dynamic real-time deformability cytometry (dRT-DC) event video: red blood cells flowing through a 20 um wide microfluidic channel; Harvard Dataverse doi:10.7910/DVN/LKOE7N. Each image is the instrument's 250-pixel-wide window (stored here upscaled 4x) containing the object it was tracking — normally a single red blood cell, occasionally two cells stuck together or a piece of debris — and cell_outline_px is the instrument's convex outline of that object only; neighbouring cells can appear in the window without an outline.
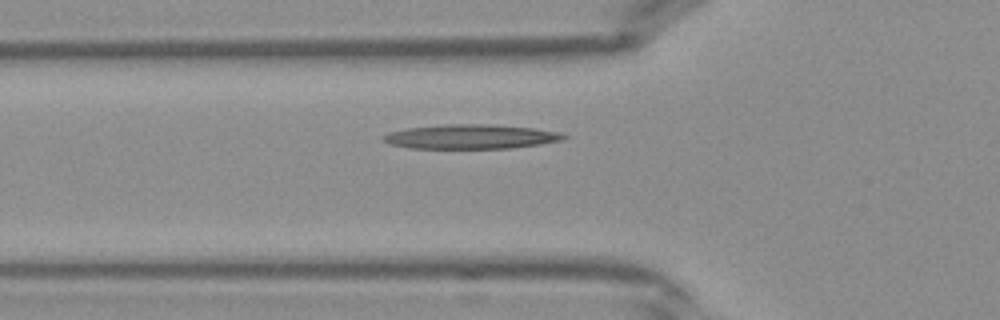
{"species": "Egyptian fruit bat (a non-hibernating species)", "species_latin": "Rousettus aegyptiacus", "temperature_condition": "warm", "stored_images_in_passage": 29, "camera_frame_rate_fps": 3000, "um_per_image_px": 0.085, "frame": {"image": 1, "passage_image": 3, "time_ms": 0.667, "image_size_px": [1000, 320], "cell_outline_px": [[568, 136], [564, 140], [540, 144], [512, 148], [408, 148], [388, 144], [380, 140], [380, 136], [392, 132], [408, 128], [444, 124], [480, 124], [532, 128], [560, 132]], "centroid_in_image_um": [39.98, 11.62], "position_along_channel_um": 85.8, "area_um2": 25.61}}
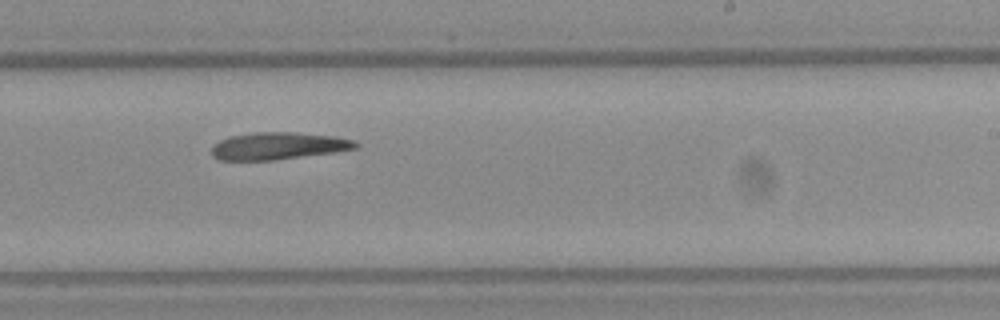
{"frame": {"image": 2, "passage_image": 14, "time_ms": 4.333, "image_size_px": [1000, 320], "cell_outline_px": [[360, 144], [356, 148], [336, 152], [272, 160], [220, 160], [212, 156], [212, 148], [220, 140], [228, 136], [252, 132], [296, 132], [336, 136], [352, 140]], "centroid_in_image_um": [23.65, 12.39], "position_along_channel_um": 265.3, "area_um2": 22.89}}
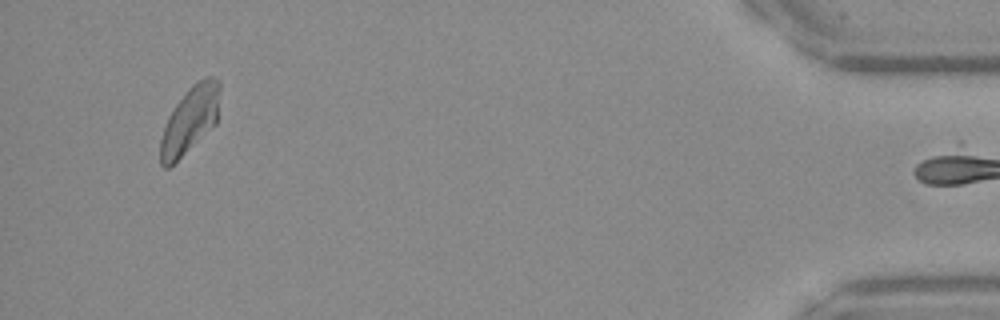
{"frame": {"image": 3, "passage_image": 28, "time_ms": 9.0, "image_size_px": [1000, 320], "cell_outline_px": [[220, 88], [216, 124], [168, 168], [164, 168], [160, 164], [160, 140], [168, 116], [172, 108], [188, 88], [196, 80], [208, 76], [212, 76], [220, 80]], "centroid_in_image_um": [16.14, 10.15], "position_along_channel_um": 419.1, "area_um2": 23.06}}